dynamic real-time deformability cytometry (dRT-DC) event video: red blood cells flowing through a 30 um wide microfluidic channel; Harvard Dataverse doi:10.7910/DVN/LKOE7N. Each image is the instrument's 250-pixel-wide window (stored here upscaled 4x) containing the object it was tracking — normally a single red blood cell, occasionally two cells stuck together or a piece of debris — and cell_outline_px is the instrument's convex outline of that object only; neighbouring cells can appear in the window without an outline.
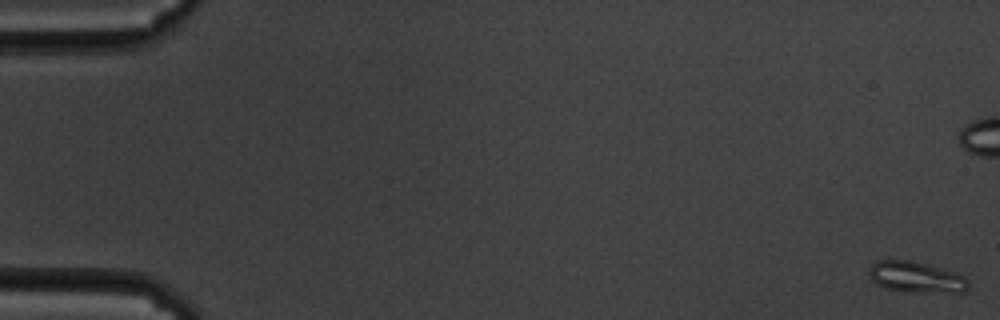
{"species": "common noctule bat (a hibernating species)", "species_latin": "Nyctalus noctula", "temperature_condition": "cold", "stored_images_in_passage": 61, "camera_frame_rate_fps": 3000, "um_per_image_px": 0.085, "animal": {"sex": "male", "body_mass_g": 19.5, "forearm_length_mm": 54.6}, "frame": {"image": 1, "passage_image": 1, "time_ms": 0.0, "image_size_px": [1000, 320], "cell_outline_px": [[968, 288], [964, 292], [908, 292], [888, 288], [876, 284], [872, 280], [868, 272], [872, 264], [880, 260], [908, 260], [940, 268], [964, 276], [968, 280]], "centroid_in_image_um": [77.86, 23.57], "position_along_channel_um": 7.1, "area_um2": 17.63}}
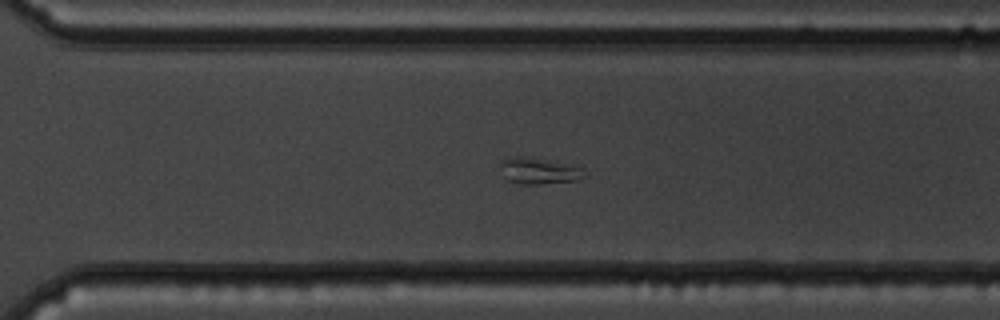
{"frame": {"image": 2, "passage_image": 43, "time_ms": 14.0, "image_size_px": [1000, 320], "cell_outline_px": [[588, 176], [576, 180], [540, 184], [520, 184], [508, 180], [504, 176], [500, 164], [500, 160], [508, 156], [520, 156], [556, 160], [580, 164], [584, 168]], "centroid_in_image_um": [45.91, 14.49], "position_along_channel_um": 324.7, "area_um2": 13.58}}
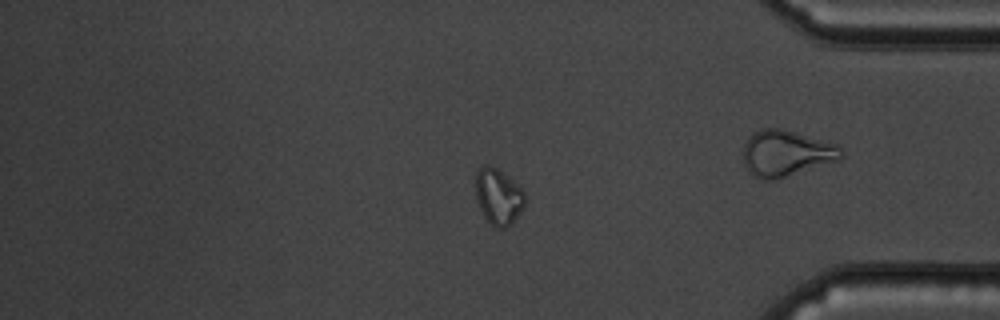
{"frame": {"image": 3, "passage_image": 51, "time_ms": 16.667, "image_size_px": [1000, 320], "cell_outline_px": [[524, 208], [508, 228], [496, 228], [484, 216], [476, 200], [476, 172], [484, 164], [488, 164], [496, 168], [508, 176], [524, 192]], "centroid_in_image_um": [42.35, 16.72], "position_along_channel_um": 392.8, "area_um2": 16.01}}